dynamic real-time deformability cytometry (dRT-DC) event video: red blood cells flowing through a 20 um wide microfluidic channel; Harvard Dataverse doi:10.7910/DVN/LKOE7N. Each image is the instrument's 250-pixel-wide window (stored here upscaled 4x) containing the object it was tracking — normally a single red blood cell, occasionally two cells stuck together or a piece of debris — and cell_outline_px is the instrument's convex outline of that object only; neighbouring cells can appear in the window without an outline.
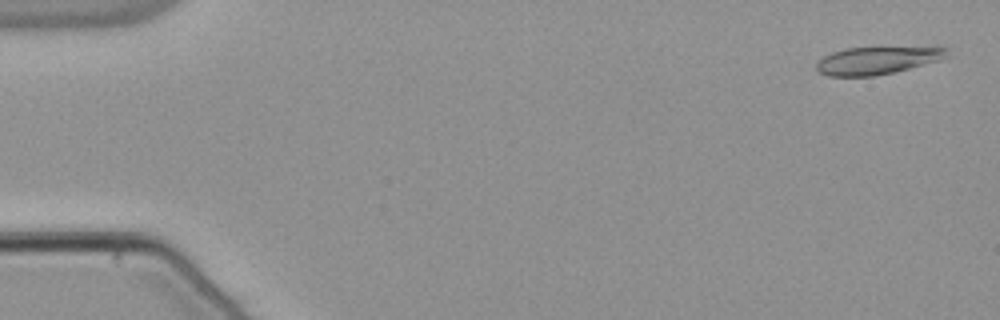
{"species": "common noctule bat (a hibernating species)", "species_latin": "Nyctalus noctula", "temperature_condition": "warm", "stored_images_in_passage": 53, "camera_frame_rate_fps": 3000, "um_per_image_px": 0.085, "animal": {"sex": "male", "body_mass_g": 21.5, "forearm_length_mm": 52.0}, "frame": {"image": 1, "passage_image": 2, "time_ms": 0.333, "image_size_px": [1000, 320], "cell_outline_px": [[948, 56], [936, 60], [908, 68], [892, 72], [872, 76], [828, 76], [820, 72], [816, 68], [816, 64], [824, 56], [832, 52], [848, 48], [936, 44], [948, 48]], "centroid_in_image_um": [74.67, 5.07], "position_along_channel_um": 10.3, "area_um2": 21.62}}
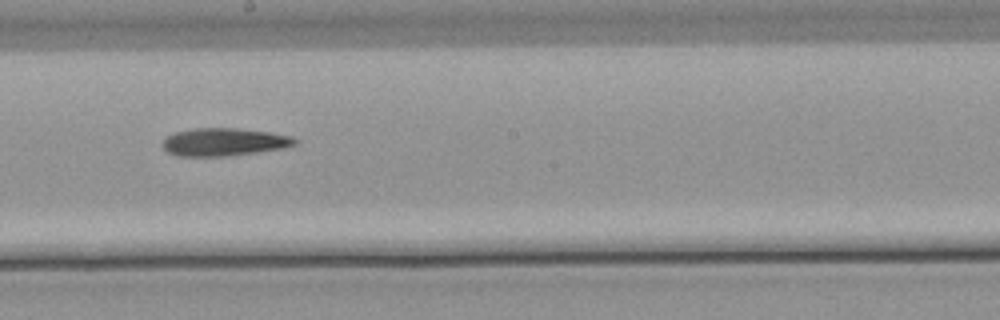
{"frame": {"image": 2, "passage_image": 30, "time_ms": 9.667, "image_size_px": [1000, 320], "cell_outline_px": [[296, 144], [280, 148], [256, 152], [228, 156], [176, 156], [168, 152], [160, 144], [168, 136], [176, 132], [192, 128], [236, 128], [268, 132], [292, 136], [296, 140]], "centroid_in_image_um": [18.99, 12.07], "position_along_channel_um": 229.2, "area_um2": 21.27}}
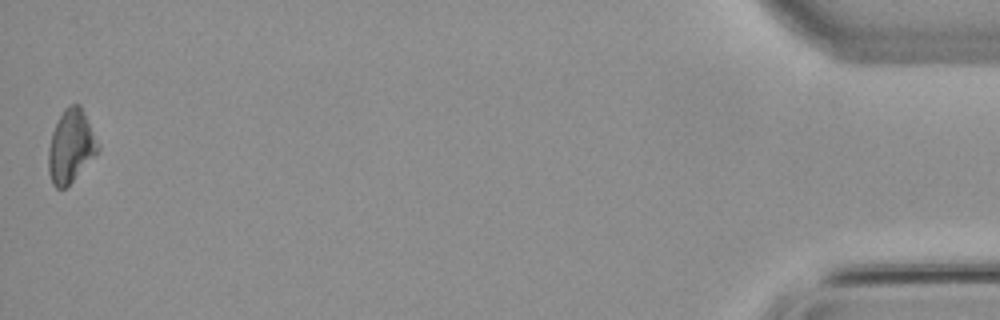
{"frame": {"image": 3, "passage_image": 53, "time_ms": 17.333, "image_size_px": [1000, 320], "cell_outline_px": [[100, 148], [96, 156], [64, 188], [56, 188], [52, 184], [48, 172], [48, 148], [52, 132], [64, 108], [68, 104], [80, 104], [100, 144]], "centroid_in_image_um": [6.03, 12.42], "position_along_channel_um": 429.2, "area_um2": 21.1}}